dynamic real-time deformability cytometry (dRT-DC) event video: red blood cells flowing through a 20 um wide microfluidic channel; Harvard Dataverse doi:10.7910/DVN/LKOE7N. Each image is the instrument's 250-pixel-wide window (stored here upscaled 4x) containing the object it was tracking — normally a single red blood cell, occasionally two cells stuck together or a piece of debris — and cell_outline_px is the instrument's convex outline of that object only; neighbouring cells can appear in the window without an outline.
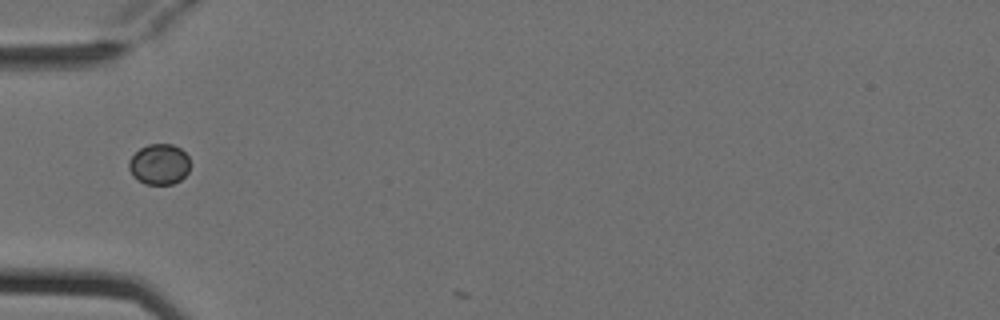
{"species": "Egyptian fruit bat (a non-hibernating species)", "species_latin": "Rousettus aegyptiacus", "temperature_condition": "cold", "stored_images_in_passage": 7, "camera_frame_rate_fps": 3000, "um_per_image_px": 0.085, "animal": {"sex": "female"}, "frame": {"image": 1, "passage_image": 6, "time_ms": 1.667, "image_size_px": [1000, 320], "cell_outline_px": [[188, 172], [180, 180], [172, 184], [144, 184], [132, 176], [128, 168], [128, 160], [140, 148], [148, 144], [172, 144], [180, 148], [188, 156]], "centroid_in_image_um": [13.5, 13.96], "position_along_channel_um": 71.5, "area_um2": 14.51}}